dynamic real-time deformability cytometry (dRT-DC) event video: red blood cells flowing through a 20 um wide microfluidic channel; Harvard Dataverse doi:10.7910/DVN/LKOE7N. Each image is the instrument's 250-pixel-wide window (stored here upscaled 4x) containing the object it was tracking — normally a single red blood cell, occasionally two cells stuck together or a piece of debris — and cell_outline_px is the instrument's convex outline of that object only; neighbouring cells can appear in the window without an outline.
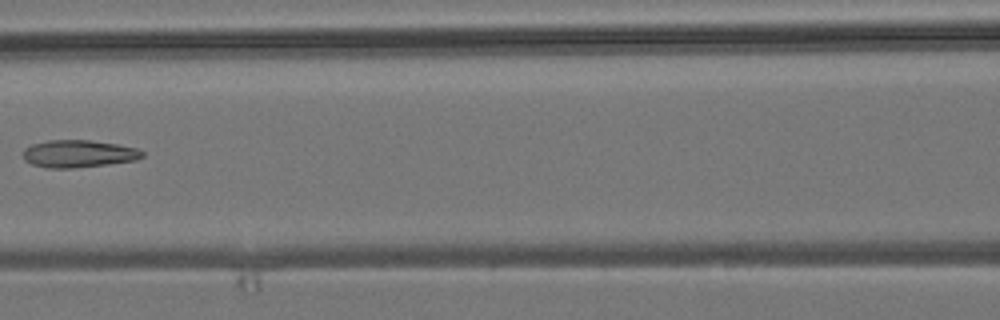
{"species": "common noctule bat (a hibernating species)", "species_latin": "Nyctalus noctula", "temperature_condition": "room temperature", "stored_images_in_passage": 8, "camera_frame_rate_fps": 3000, "um_per_image_px": 0.085, "animal": {"sex": "male", "body_mass_g": 19.2, "forearm_length_mm": 51.8}, "frame": {"image": 1, "passage_image": 8, "time_ms": 8.0, "image_size_px": [1000, 320], "cell_outline_px": [[144, 156], [136, 160], [108, 164], [76, 168], [48, 168], [32, 164], [24, 160], [24, 148], [32, 144], [48, 140], [88, 140], [116, 144], [136, 148], [144, 152]], "centroid_in_image_um": [6.67, 13.07], "position_along_channel_um": 159.9, "area_um2": 19.02}}